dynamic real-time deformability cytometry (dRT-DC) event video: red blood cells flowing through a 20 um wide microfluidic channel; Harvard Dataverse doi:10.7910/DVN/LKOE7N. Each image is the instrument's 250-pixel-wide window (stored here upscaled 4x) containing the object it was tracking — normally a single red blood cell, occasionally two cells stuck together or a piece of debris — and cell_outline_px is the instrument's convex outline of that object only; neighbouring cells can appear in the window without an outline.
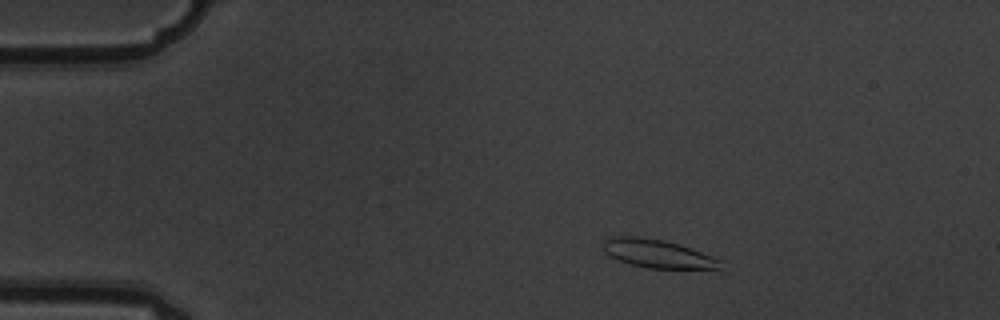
{"species": "common noctule bat (a hibernating species)", "species_latin": "Nyctalus noctula", "temperature_condition": "warm", "stored_images_in_passage": 4, "camera_frame_rate_fps": 3000, "um_per_image_px": 0.085, "animal": {"sex": "male", "body_mass_g": 19.5, "forearm_length_mm": 54.6}, "frame": {"image": 1, "passage_image": 2, "time_ms": 0.333, "image_size_px": [1000, 320], "cell_outline_px": [[720, 268], [648, 268], [632, 264], [608, 256], [604, 252], [600, 244], [604, 240], [616, 236], [636, 236], [664, 240], [680, 244], [712, 256], [720, 260]], "centroid_in_image_um": [55.82, 21.54], "position_along_channel_um": 29.2, "area_um2": 19.19}}